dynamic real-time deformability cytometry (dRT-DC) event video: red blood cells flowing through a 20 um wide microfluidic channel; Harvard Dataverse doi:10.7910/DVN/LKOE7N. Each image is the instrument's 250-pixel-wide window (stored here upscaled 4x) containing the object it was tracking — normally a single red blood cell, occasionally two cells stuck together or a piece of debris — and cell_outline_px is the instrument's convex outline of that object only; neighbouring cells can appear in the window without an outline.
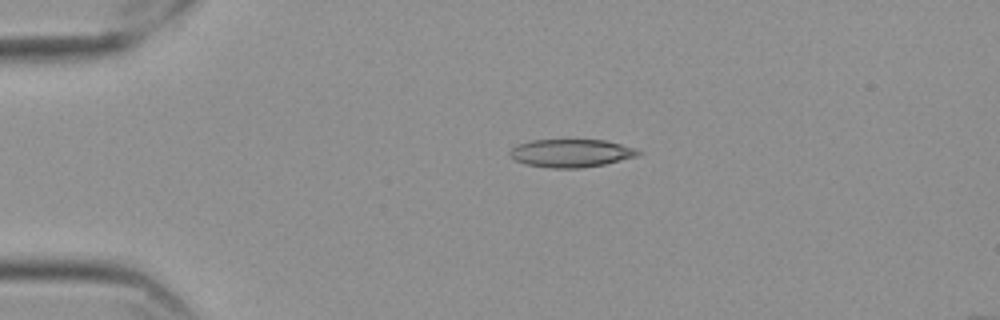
{"species": "Egyptian fruit bat (a non-hibernating species)", "species_latin": "Rousettus aegyptiacus", "temperature_condition": "cold", "stored_images_in_passage": 45, "camera_frame_rate_fps": 3000, "um_per_image_px": 0.085, "frame": {"image": 1, "passage_image": 1, "time_ms": 0.0, "image_size_px": [1000, 320], "cell_outline_px": [[644, 152], [636, 156], [604, 164], [580, 168], [548, 168], [524, 164], [516, 160], [508, 152], [512, 148], [520, 144], [532, 140], [604, 140], [636, 148]], "centroid_in_image_um": [48.55, 13.02], "position_along_channel_um": 36.4, "area_um2": 20.81}}
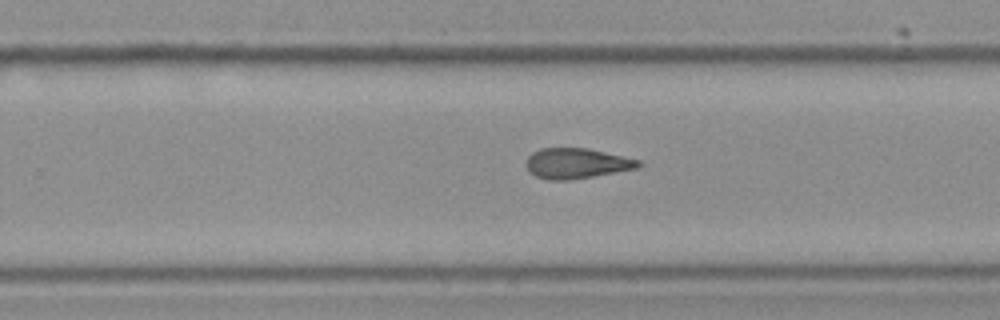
{"frame": {"image": 2, "passage_image": 25, "time_ms": 8.0, "image_size_px": [1000, 320], "cell_outline_px": [[640, 164], [636, 168], [592, 176], [568, 180], [548, 180], [536, 176], [528, 172], [524, 164], [528, 156], [532, 152], [540, 148], [588, 148], [640, 160]], "centroid_in_image_um": [48.92, 13.88], "position_along_channel_um": 280.9, "area_um2": 19.77}}
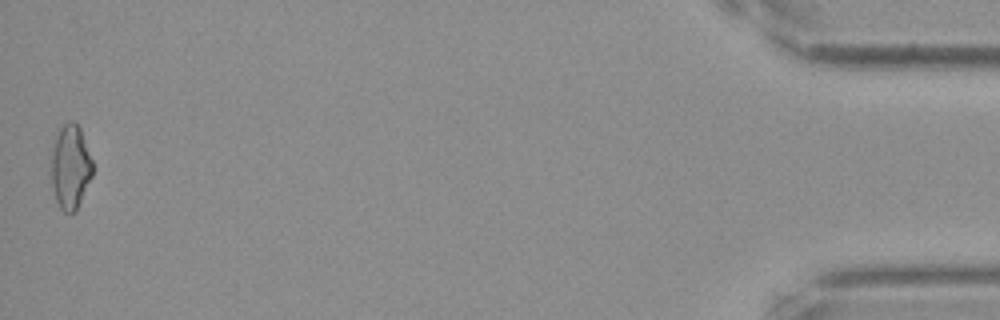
{"frame": {"image": 3, "passage_image": 45, "time_ms": 14.667, "image_size_px": [1000, 320], "cell_outline_px": [[92, 176], [76, 212], [64, 212], [60, 208], [56, 200], [52, 184], [48, 164], [52, 148], [56, 136], [60, 128], [68, 120], [72, 120], [80, 128], [92, 160]], "centroid_in_image_um": [5.95, 14.19], "position_along_channel_um": 429.3, "area_um2": 20.63}, "authors_computed_cell_mechanics": {"area_um2": 19.941, "velocity_mm_per_s": 3.5716, "shape_relaxation_time_tau1_ms": null, "shape_relaxation_time_tau2_ms": 5.9875, "deformation_change_tau1": null, "deformation_change_tau2": 0.1654}}